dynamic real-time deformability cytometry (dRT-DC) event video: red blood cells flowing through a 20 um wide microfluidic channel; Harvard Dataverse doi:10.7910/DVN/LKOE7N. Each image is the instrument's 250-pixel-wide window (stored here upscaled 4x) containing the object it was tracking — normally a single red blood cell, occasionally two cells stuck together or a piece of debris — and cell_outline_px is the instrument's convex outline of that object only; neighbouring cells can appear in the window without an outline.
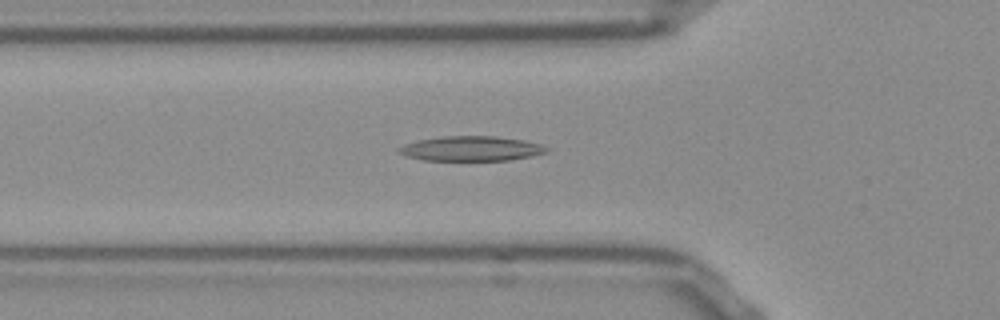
{"species": "Egyptian fruit bat (a non-hibernating species)", "species_latin": "Rousettus aegyptiacus", "temperature_condition": "room temperature", "stored_images_in_passage": 41, "camera_frame_rate_fps": 3000, "um_per_image_px": 0.085, "frame": {"image": 1, "passage_image": 9, "time_ms": 2.667, "image_size_px": [1000, 320], "cell_outline_px": [[548, 148], [544, 152], [528, 156], [508, 160], [424, 160], [408, 156], [400, 152], [396, 148], [404, 144], [420, 140], [444, 136], [496, 136], [524, 140], [540, 144]], "centroid_in_image_um": [40.02, 12.62], "position_along_channel_um": 85.8, "area_um2": 20.92}}
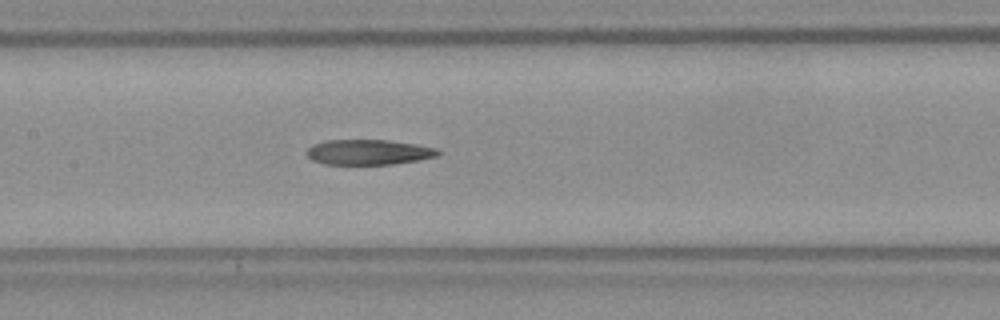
{"frame": {"image": 2, "passage_image": 16, "time_ms": 5.0, "image_size_px": [1000, 320], "cell_outline_px": [[440, 152], [436, 156], [416, 160], [392, 164], [324, 164], [312, 160], [304, 152], [312, 144], [324, 140], [388, 140], [416, 144], [436, 148]], "centroid_in_image_um": [31.26, 12.92], "position_along_channel_um": 176.1, "area_um2": 19.25}}
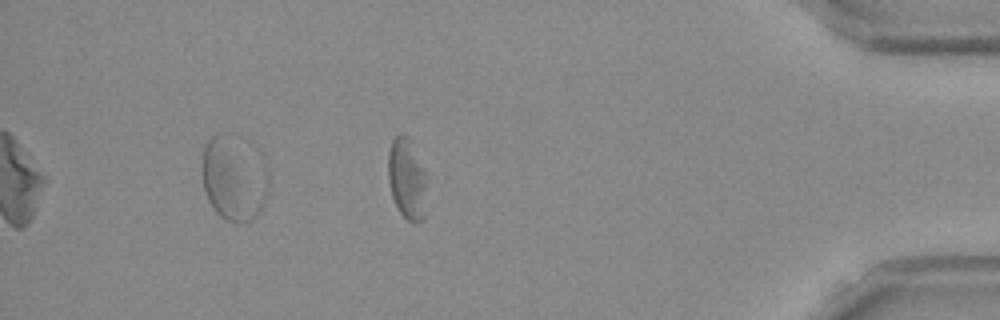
{"frame": {"image": 3, "passage_image": 37, "time_ms": 12.0, "image_size_px": [1000, 320], "cell_outline_px": [[424, 220], [416, 224], [408, 220], [400, 212], [392, 196], [388, 180], [388, 152], [392, 140], [400, 132], [408, 136], [424, 172]], "centroid_in_image_um": [34.54, 15.2], "position_along_channel_um": 400.7, "area_um2": 17.74}}